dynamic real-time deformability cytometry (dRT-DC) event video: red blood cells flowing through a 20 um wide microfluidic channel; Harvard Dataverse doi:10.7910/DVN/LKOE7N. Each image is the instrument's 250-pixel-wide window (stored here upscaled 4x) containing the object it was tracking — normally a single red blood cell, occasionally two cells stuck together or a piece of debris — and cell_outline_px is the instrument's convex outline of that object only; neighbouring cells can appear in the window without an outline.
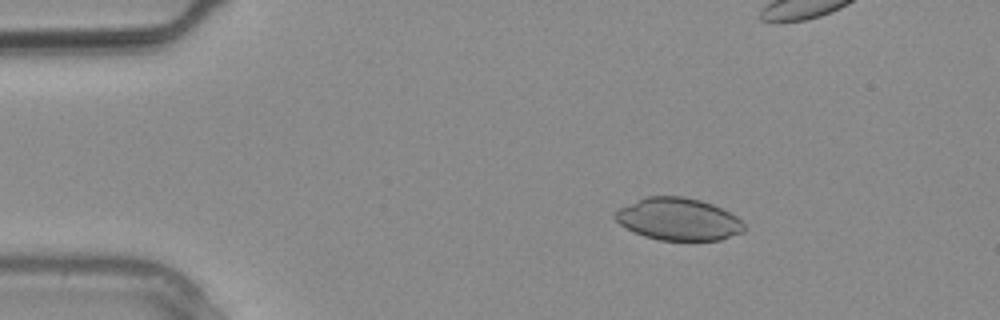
{"species": "common noctule bat (a hibernating species)", "species_latin": "Nyctalus noctula", "temperature_condition": "warm", "stored_images_in_passage": 3, "camera_frame_rate_fps": 3000, "um_per_image_px": 0.085, "animal": {"sex": "male", "body_mass_g": 20.4}, "frame": {"image": 1, "passage_image": 1, "time_ms": 0.0, "image_size_px": [1000, 320], "cell_outline_px": [[744, 232], [720, 240], [660, 240], [644, 236], [620, 224], [612, 216], [620, 208], [644, 196], [684, 196], [700, 200], [712, 204], [736, 216], [744, 224]], "centroid_in_image_um": [57.66, 18.62], "position_along_channel_um": 27.3, "area_um2": 31.62}}